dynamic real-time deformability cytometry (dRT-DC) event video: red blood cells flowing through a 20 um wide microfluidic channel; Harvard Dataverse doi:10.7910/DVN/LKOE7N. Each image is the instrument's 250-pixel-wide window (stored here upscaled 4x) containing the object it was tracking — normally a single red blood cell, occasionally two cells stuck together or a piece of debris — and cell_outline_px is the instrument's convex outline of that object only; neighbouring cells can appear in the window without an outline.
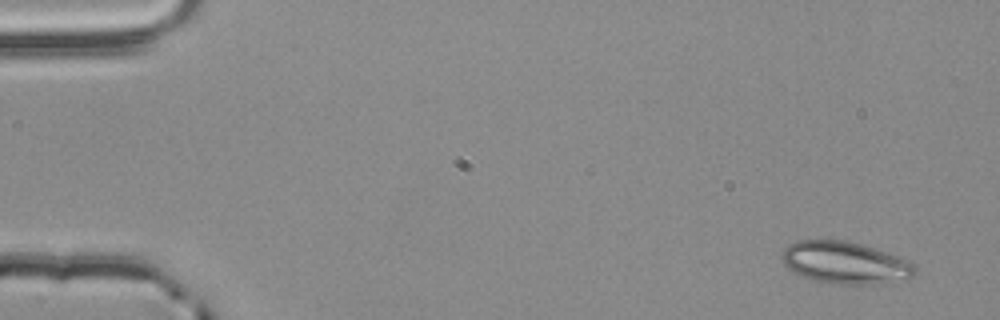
{"species": "common noctule bat (a hibernating species)", "species_latin": "Nyctalus noctula", "temperature_condition": "room temperature", "stored_images_in_passage": 4, "camera_frame_rate_fps": 3000, "um_per_image_px": 0.085, "animal": {"sex": "male", "body_mass_g": 20.4}, "frame": {"image": 1, "passage_image": 1, "time_ms": 0.0, "image_size_px": [1000, 320], "cell_outline_px": [[916, 272], [908, 280], [876, 284], [832, 284], [816, 280], [804, 276], [788, 268], [784, 264], [780, 256], [784, 248], [788, 244], [796, 240], [844, 240], [860, 244], [896, 256], [912, 264], [916, 268]], "centroid_in_image_um": [71.81, 22.34], "position_along_channel_um": 13.2, "area_um2": 32.43}}